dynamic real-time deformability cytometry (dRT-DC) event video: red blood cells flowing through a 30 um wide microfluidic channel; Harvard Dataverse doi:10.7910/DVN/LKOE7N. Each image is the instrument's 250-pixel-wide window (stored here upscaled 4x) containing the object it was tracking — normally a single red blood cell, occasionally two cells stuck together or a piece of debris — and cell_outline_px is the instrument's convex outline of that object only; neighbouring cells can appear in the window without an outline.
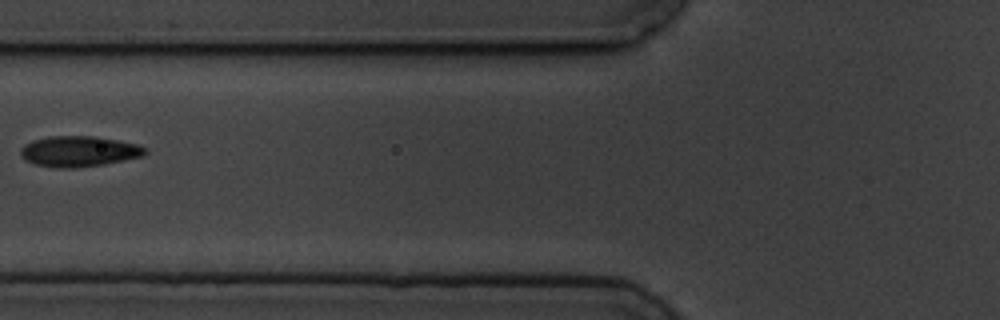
{"species": "common noctule bat (a hibernating species)", "species_latin": "Nyctalus noctula", "temperature_condition": "cold", "stored_images_in_passage": 6, "camera_frame_rate_fps": 3000, "um_per_image_px": 0.085, "animal": {"sex": "male", "body_mass_g": 19.5, "forearm_length_mm": 54.6}, "frame": {"image": 1, "passage_image": 6, "time_ms": 7.0, "image_size_px": [1000, 320], "cell_outline_px": [[148, 152], [144, 156], [104, 164], [76, 168], [56, 168], [32, 164], [20, 156], [20, 148], [24, 144], [32, 140], [48, 136], [96, 136], [136, 144], [144, 148]], "centroid_in_image_um": [6.66, 12.87], "position_along_channel_um": 119.1, "area_um2": 22.43}}